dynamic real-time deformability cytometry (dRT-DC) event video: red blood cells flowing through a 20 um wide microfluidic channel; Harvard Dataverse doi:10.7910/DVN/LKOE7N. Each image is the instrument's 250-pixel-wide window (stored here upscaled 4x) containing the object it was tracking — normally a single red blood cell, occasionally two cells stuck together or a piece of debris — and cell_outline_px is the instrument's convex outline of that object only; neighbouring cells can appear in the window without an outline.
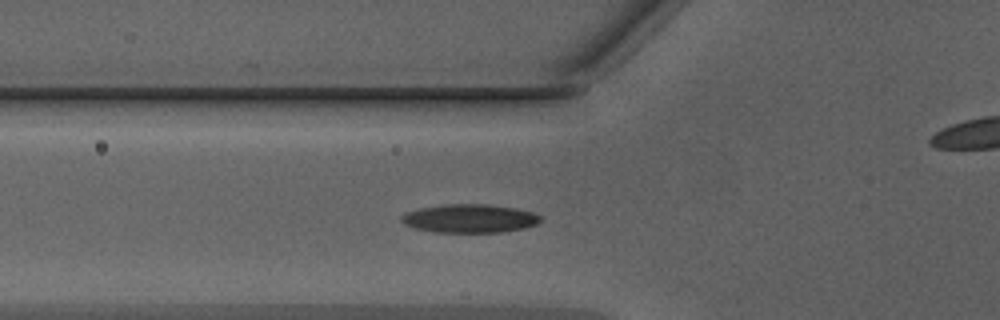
{"species": "Egyptian fruit bat (a non-hibernating species)", "species_latin": "Rousettus aegyptiacus", "temperature_condition": "warm", "stored_images_in_passage": 36, "camera_frame_rate_fps": 3000, "um_per_image_px": 0.085, "animal": {"sex": "male"}, "frame": {"image": 1, "passage_image": 8, "time_ms": 2.333, "image_size_px": [1000, 320], "cell_outline_px": [[540, 220], [536, 224], [524, 228], [500, 232], [436, 232], [416, 228], [404, 224], [400, 220], [400, 216], [408, 212], [420, 208], [444, 204], [488, 204], [516, 208], [532, 212], [540, 216]], "centroid_in_image_um": [39.91, 18.56], "position_along_channel_um": 85.9, "area_um2": 22.95}}
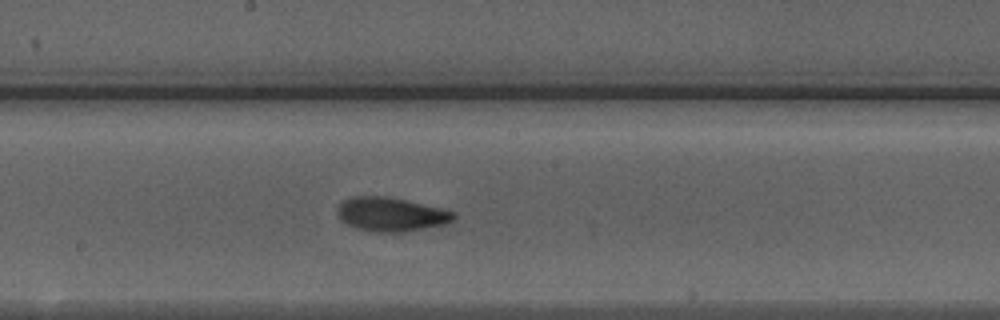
{"frame": {"image": 2, "passage_image": 17, "time_ms": 5.333, "image_size_px": [1000, 320], "cell_outline_px": [[456, 216], [452, 220], [444, 224], [404, 232], [368, 232], [356, 228], [340, 220], [336, 208], [344, 200], [352, 196], [388, 196], [440, 208], [456, 212]], "centroid_in_image_um": [33.2, 18.22], "position_along_channel_um": 215.0, "area_um2": 23.0}}
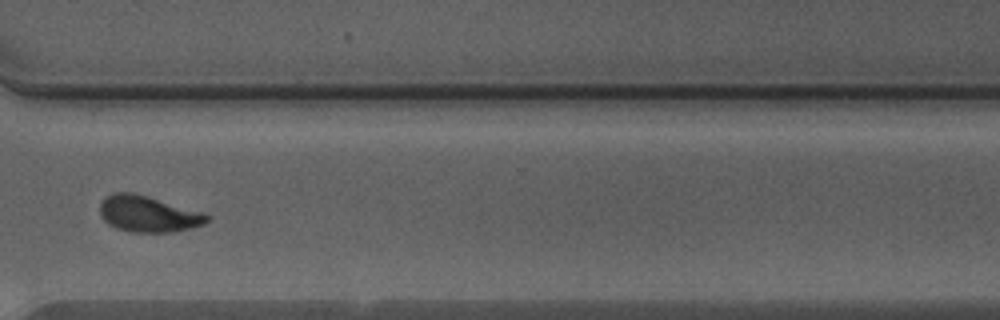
{"frame": {"image": 3, "passage_image": 27, "time_ms": 8.667, "image_size_px": [1000, 320], "cell_outline_px": [[212, 216], [204, 224], [192, 228], [172, 232], [132, 232], [116, 228], [108, 224], [100, 216], [100, 204], [108, 196], [116, 192], [136, 192], [204, 212]], "centroid_in_image_um": [12.63, 18.18], "position_along_channel_um": 358.0, "area_um2": 22.83}, "authors_computed_cell_mechanics": {"area_um2": 22.253, "velocity_mm_per_s": 4.295, "shape_relaxation_time_tau1_ms": 2.9446, "shape_relaxation_time_tau2_ms": 1.4647, "deformation_change_tau1": 0.1456, "deformation_change_tau2": 0.079}}